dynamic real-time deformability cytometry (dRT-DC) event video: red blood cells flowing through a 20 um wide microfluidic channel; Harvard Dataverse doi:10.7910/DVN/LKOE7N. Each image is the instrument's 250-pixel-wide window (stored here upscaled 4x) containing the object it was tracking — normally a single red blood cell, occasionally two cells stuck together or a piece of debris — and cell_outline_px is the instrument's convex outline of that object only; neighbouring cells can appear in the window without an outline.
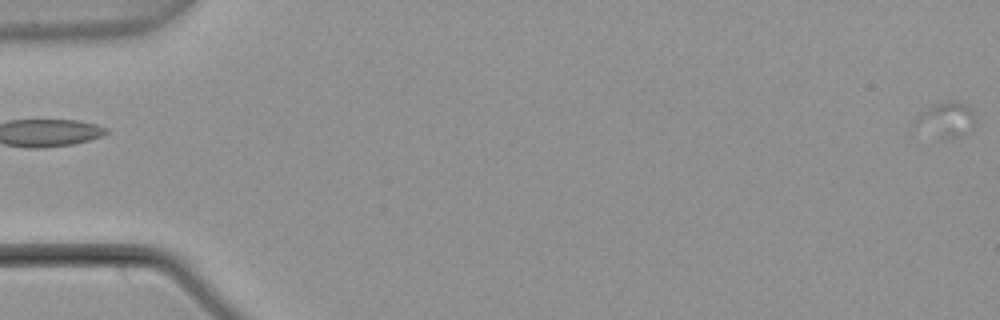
{"species": "common noctule bat (a hibernating species)", "species_latin": "Nyctalus noctula", "temperature_condition": "warm", "stored_images_in_passage": 2, "camera_frame_rate_fps": 3000, "um_per_image_px": 0.085, "animal": {"sex": "male", "body_mass_g": 21.5, "forearm_length_mm": 52.0}, "frame": {"image": 1, "passage_image": 2, "time_ms": 0.333, "image_size_px": [1000, 320], "cell_outline_px": [[972, 128], [956, 136], [944, 140], [912, 120], [936, 104], [944, 100], [956, 100], [972, 108]], "centroid_in_image_um": [80.47, 10.12], "position_along_channel_um": 4.5, "area_um2": 11.27}}